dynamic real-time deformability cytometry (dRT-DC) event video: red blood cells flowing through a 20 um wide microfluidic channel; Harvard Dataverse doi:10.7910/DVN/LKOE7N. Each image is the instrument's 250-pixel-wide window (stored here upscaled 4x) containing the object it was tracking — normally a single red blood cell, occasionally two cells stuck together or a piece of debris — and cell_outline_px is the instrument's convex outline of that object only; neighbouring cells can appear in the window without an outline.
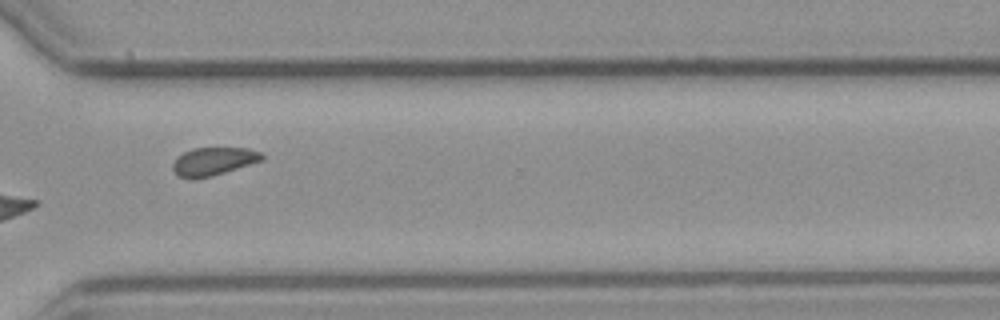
{"species": "common noctule bat (a hibernating species)", "species_latin": "Nyctalus noctula", "temperature_condition": "cold", "stored_images_in_passage": 11, "camera_frame_rate_fps": 3000, "um_per_image_px": 0.085, "animal": {"sex": "male", "body_mass_g": 23.1, "forearm_length_mm": 52.7}, "frame": {"image": 1, "passage_image": 8, "time_ms": 8.0, "image_size_px": [1000, 320], "cell_outline_px": [[264, 160], [212, 176], [192, 180], [176, 176], [172, 168], [172, 164], [176, 156], [192, 148], [248, 148], [260, 152], [264, 156]], "centroid_in_image_um": [18.1, 13.73], "position_along_channel_um": 352.5, "area_um2": 14.85}}